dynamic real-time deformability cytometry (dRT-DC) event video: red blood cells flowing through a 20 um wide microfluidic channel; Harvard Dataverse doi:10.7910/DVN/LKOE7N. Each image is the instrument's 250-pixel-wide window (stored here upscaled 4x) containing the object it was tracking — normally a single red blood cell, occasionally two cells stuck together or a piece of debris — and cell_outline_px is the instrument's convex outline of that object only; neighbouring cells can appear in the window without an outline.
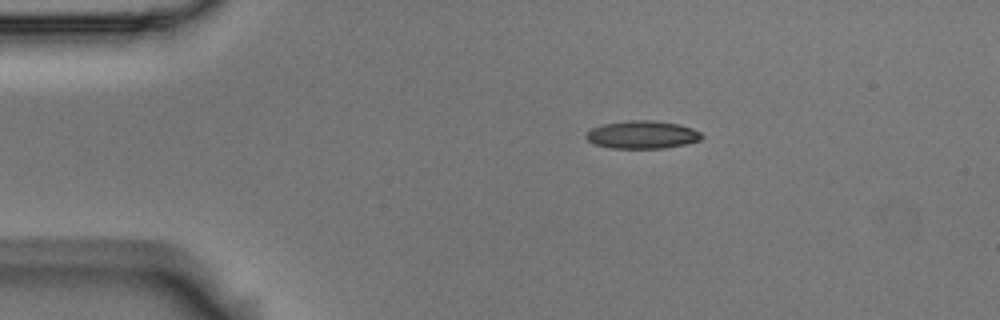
{"species": "Egyptian fruit bat (a non-hibernating species)", "species_latin": "Rousettus aegyptiacus", "temperature_condition": "room temperature", "stored_images_in_passage": 46, "camera_frame_rate_fps": 3000, "um_per_image_px": 0.085, "animal": {"sex": "male"}, "frame": {"image": 1, "passage_image": 1, "time_ms": 0.0, "image_size_px": [1000, 320], "cell_outline_px": [[704, 136], [700, 140], [684, 144], [664, 148], [612, 148], [596, 144], [588, 140], [584, 136], [592, 128], [604, 124], [628, 120], [656, 120], [680, 124], [692, 128], [700, 132]], "centroid_in_image_um": [54.62, 11.44], "position_along_channel_um": 30.4, "area_um2": 18.73}}
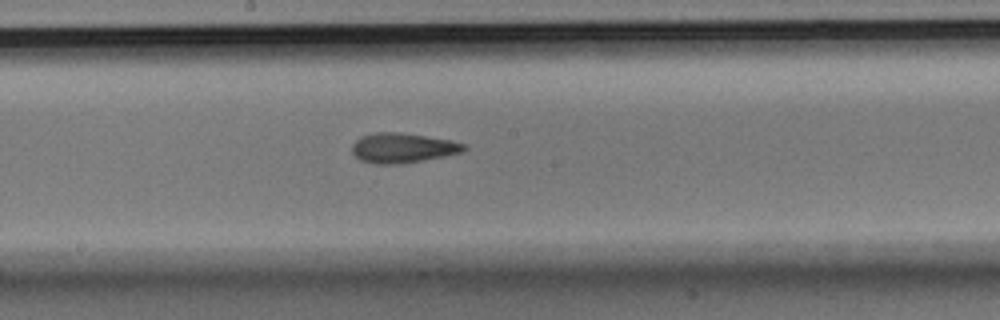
{"frame": {"image": 2, "passage_image": 20, "time_ms": 6.333, "image_size_px": [1000, 320], "cell_outline_px": [[468, 148], [460, 152], [444, 156], [424, 160], [400, 164], [376, 164], [360, 160], [352, 152], [352, 144], [360, 136], [376, 132], [400, 132], [452, 140], [464, 144]], "centroid_in_image_um": [34.21, 12.57], "position_along_channel_um": 214.0, "area_um2": 19.48}}
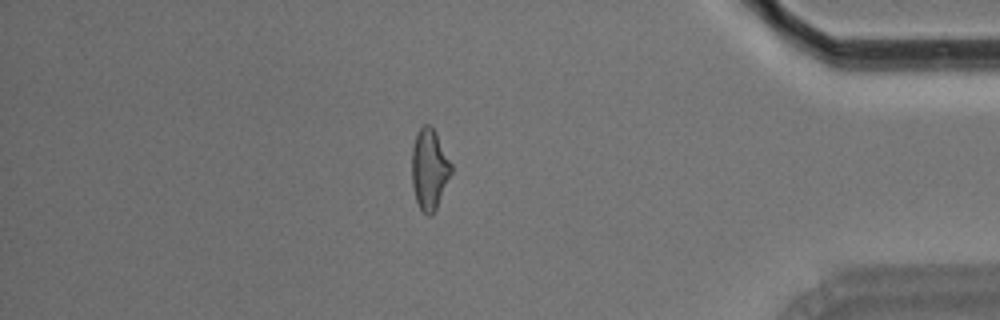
{"frame": {"image": 3, "passage_image": 38, "time_ms": 12.333, "image_size_px": [1000, 320], "cell_outline_px": [[452, 172], [436, 208], [428, 216], [420, 208], [416, 200], [412, 184], [412, 148], [416, 136], [420, 128], [424, 124], [428, 124], [436, 132], [452, 164]], "centroid_in_image_um": [36.5, 14.36], "position_along_channel_um": 398.7, "area_um2": 18.26}, "authors_computed_cell_mechanics": {"area_um2": 18.785, "velocity_mm_per_s": 3.6593, "shape_relaxation_time_tau1_ms": 8.6425, "shape_relaxation_time_tau2_ms": 2.1945, "deformation_change_tau1": 0.2017, "deformation_change_tau2": 0.1011}}